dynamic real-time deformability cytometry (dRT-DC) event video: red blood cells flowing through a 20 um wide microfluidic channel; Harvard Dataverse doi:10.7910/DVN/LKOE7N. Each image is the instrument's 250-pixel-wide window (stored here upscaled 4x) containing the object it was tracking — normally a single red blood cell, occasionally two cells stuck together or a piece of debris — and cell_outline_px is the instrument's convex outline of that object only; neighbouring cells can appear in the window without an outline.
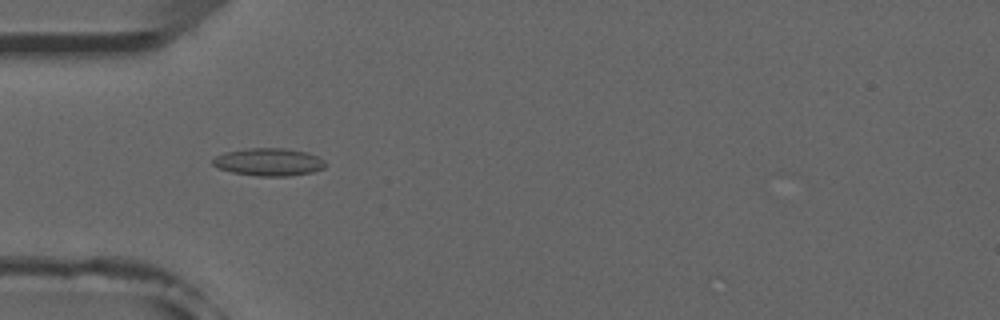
{"species": "common noctule bat (a hibernating species)", "species_latin": "Nyctalus noctula", "temperature_condition": "room temperature", "stored_images_in_passage": 52, "camera_frame_rate_fps": 3000, "um_per_image_px": 0.085, "animal": {"sex": "male", "forearm_length_mm": 52.5}, "frame": {"image": 1, "passage_image": 16, "time_ms": 5.0, "image_size_px": [1000, 320], "cell_outline_px": [[328, 164], [324, 168], [312, 172], [288, 176], [260, 176], [232, 172], [220, 168], [212, 164], [212, 160], [216, 156], [224, 152], [248, 148], [284, 148], [308, 152], [324, 160]], "centroid_in_image_um": [22.87, 13.76], "position_along_channel_um": 62.1, "area_um2": 18.15}}
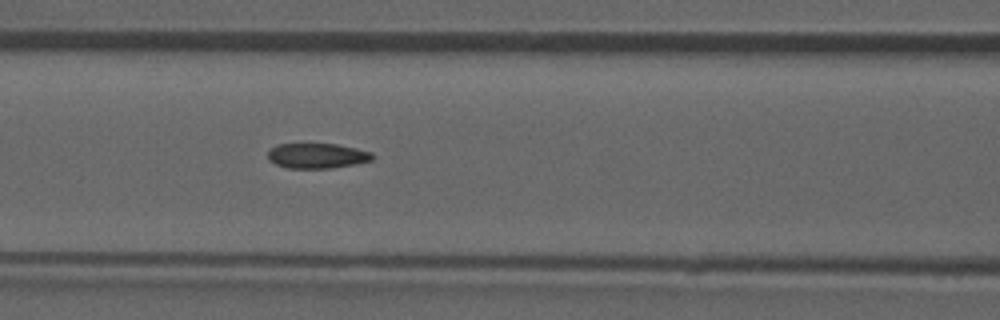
{"frame": {"image": 2, "passage_image": 22, "time_ms": 7.0, "image_size_px": [1000, 320], "cell_outline_px": [[376, 156], [372, 160], [356, 164], [332, 168], [288, 168], [276, 164], [268, 160], [268, 152], [276, 144], [336, 144], [356, 148], [372, 152]], "centroid_in_image_um": [26.98, 13.24], "position_along_channel_um": 139.6, "area_um2": 15.37}}
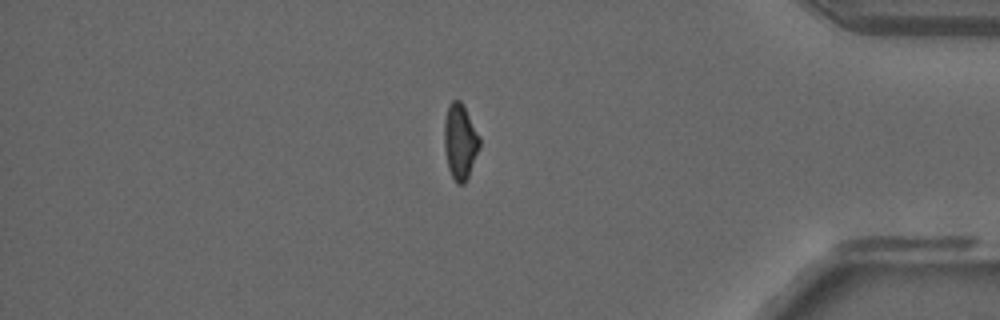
{"frame": {"image": 3, "passage_image": 44, "time_ms": 14.333, "image_size_px": [1000, 320], "cell_outline_px": [[480, 148], [468, 176], [464, 184], [456, 184], [448, 168], [444, 148], [444, 120], [448, 104], [452, 100], [460, 100], [480, 136]], "centroid_in_image_um": [39.1, 12.03], "position_along_channel_um": 396.1, "area_um2": 15.61}, "authors_computed_cell_mechanics": {"area_um2": 16.0684, "velocity_mm_per_s": 3.9412, "shape_relaxation_time_tau1_ms": null, "shape_relaxation_time_tau2_ms": 2.7033, "deformation_change_tau1": null, "deformation_change_tau2": 0.0902}}